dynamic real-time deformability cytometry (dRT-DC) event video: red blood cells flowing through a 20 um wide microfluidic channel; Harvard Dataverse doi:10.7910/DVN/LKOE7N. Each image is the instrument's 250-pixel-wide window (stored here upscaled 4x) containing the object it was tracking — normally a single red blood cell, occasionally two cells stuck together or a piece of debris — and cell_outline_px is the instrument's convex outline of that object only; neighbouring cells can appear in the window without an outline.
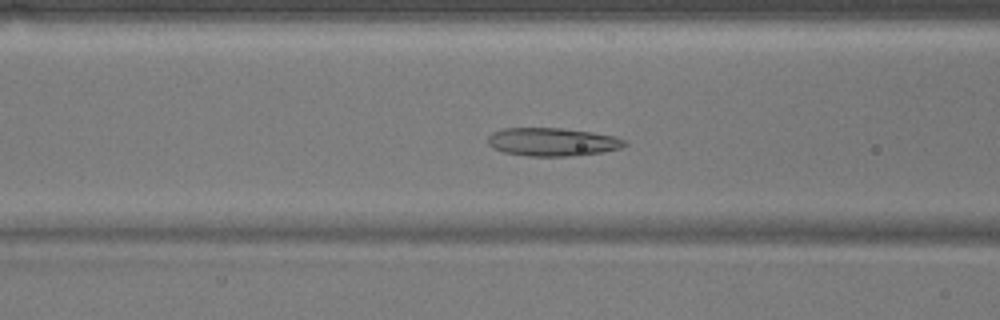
{"species": "common noctule bat (a hibernating species)", "species_latin": "Nyctalus noctula", "temperature_condition": "warm", "stored_images_in_passage": 45, "camera_frame_rate_fps": 3000, "um_per_image_px": 0.085, "animal": {"sex": "male", "body_mass_g": 17.9}, "frame": {"image": 1, "passage_image": 13, "time_ms": 4.0, "image_size_px": [1000, 320], "cell_outline_px": [[628, 144], [620, 148], [604, 152], [568, 156], [528, 156], [504, 152], [492, 148], [488, 144], [488, 136], [492, 132], [504, 128], [560, 128], [592, 132], [616, 136], [628, 140]], "centroid_in_image_um": [46.98, 12.06], "position_along_channel_um": 119.6, "area_um2": 22.66}}
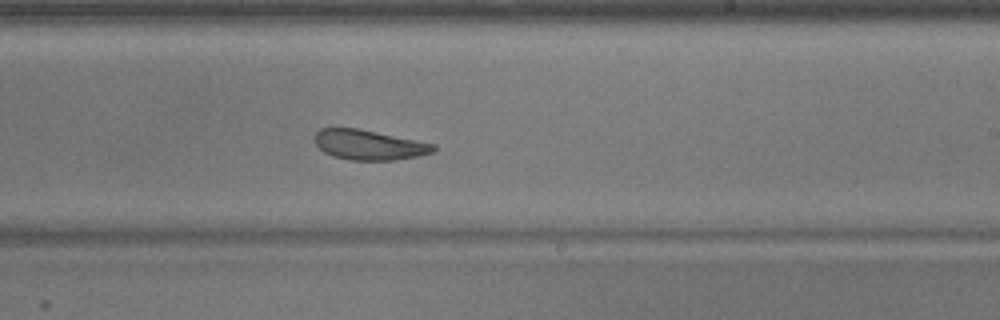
{"frame": {"image": 2, "passage_image": 24, "time_ms": 7.667, "image_size_px": [1000, 320], "cell_outline_px": [[436, 148], [432, 152], [420, 156], [392, 160], [352, 160], [332, 156], [324, 152], [316, 144], [316, 132], [320, 128], [356, 128], [436, 144]], "centroid_in_image_um": [31.38, 12.32], "position_along_channel_um": 257.6, "area_um2": 20.52}}
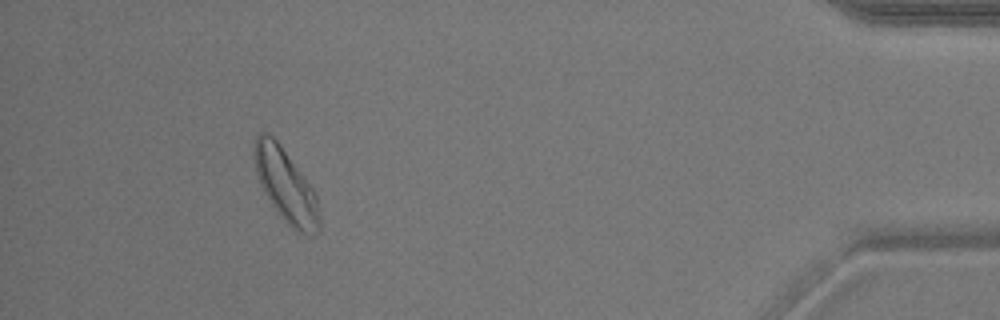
{"frame": {"image": 3, "passage_image": 41, "time_ms": 13.333, "image_size_px": [1000, 320], "cell_outline_px": [[320, 228], [316, 236], [312, 236], [296, 232], [284, 220], [272, 204], [264, 192], [260, 184], [256, 172], [252, 156], [252, 152], [256, 136], [260, 132], [268, 132], [280, 144], [316, 192], [320, 216]], "centroid_in_image_um": [24.3, 15.78], "position_along_channel_um": 410.9, "area_um2": 28.09}, "authors_computed_cell_mechanics": {"area_um2": 23.8136, "velocity_mm_per_s": 3.7671, "shape_relaxation_time_tau1_ms": 5.9295, "shape_relaxation_time_tau2_ms": 2.3789, "deformation_change_tau1": 0.1174, "deformation_change_tau2": 0.0826}}